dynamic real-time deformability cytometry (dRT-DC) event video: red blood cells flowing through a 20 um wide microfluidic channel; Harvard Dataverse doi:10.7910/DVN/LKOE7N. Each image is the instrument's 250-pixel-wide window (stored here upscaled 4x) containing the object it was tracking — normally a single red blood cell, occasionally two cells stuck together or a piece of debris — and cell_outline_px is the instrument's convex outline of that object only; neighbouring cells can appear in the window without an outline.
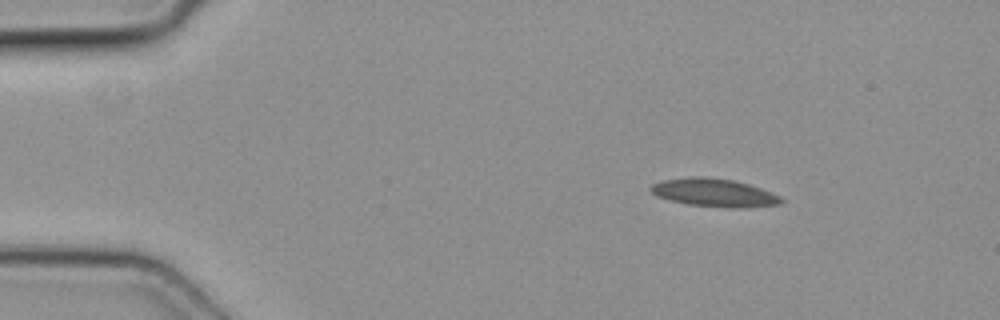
{"species": "common noctule bat (a hibernating species)", "species_latin": "Nyctalus noctula", "temperature_condition": "cold", "stored_images_in_passage": 4, "camera_frame_rate_fps": 3000, "um_per_image_px": 0.085, "animal": {"sex": "female", "body_mass_g": 19.3, "forearm_length_mm": 54.1}, "frame": {"image": 1, "passage_image": 1, "time_ms": 0.0, "image_size_px": [1000, 320], "cell_outline_px": [[784, 200], [780, 204], [744, 208], [732, 208], [688, 204], [656, 196], [648, 188], [652, 184], [664, 180], [696, 176], [704, 176], [732, 180], [748, 184], [772, 192], [780, 196]], "centroid_in_image_um": [60.72, 16.38], "position_along_channel_um": 24.3, "area_um2": 21.21}}